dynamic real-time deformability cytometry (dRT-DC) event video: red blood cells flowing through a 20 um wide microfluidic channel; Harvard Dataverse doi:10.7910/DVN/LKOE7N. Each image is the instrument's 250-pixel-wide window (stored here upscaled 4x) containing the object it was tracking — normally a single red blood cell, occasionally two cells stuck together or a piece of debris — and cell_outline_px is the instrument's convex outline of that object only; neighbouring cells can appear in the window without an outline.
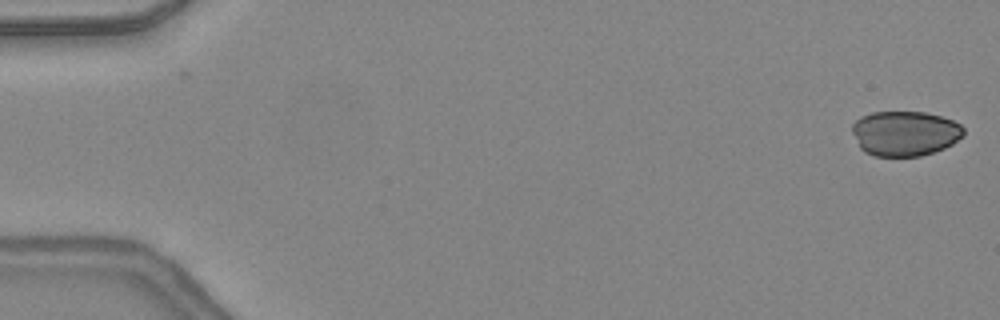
{"species": "common noctule bat (a hibernating species)", "species_latin": "Nyctalus noctula", "temperature_condition": "warm", "stored_images_in_passage": 47, "camera_frame_rate_fps": 3000, "um_per_image_px": 0.085, "animal": {"sex": "female", "body_mass_g": 24.6, "forearm_length_mm": 56.2}, "frame": {"image": 1, "passage_image": 1, "time_ms": 0.0, "image_size_px": [1000, 320], "cell_outline_px": [[964, 136], [952, 144], [944, 148], [920, 156], [872, 156], [864, 152], [860, 148], [852, 132], [852, 124], [860, 116], [872, 112], [924, 112], [940, 116], [952, 120], [960, 124], [964, 128]], "centroid_in_image_um": [76.9, 11.34], "position_along_channel_um": 8.1, "area_um2": 29.36}}
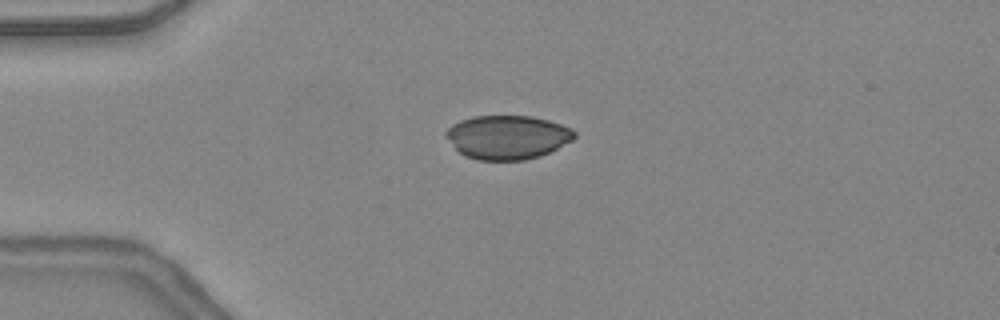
{"frame": {"image": 2, "passage_image": 12, "time_ms": 3.667, "image_size_px": [1000, 320], "cell_outline_px": [[576, 136], [572, 140], [540, 156], [524, 160], [476, 160], [464, 156], [444, 136], [444, 132], [452, 124], [460, 120], [476, 116], [532, 116], [548, 120], [572, 128], [576, 132]], "centroid_in_image_um": [43.11, 11.66], "position_along_channel_um": 41.9, "area_um2": 32.83}}
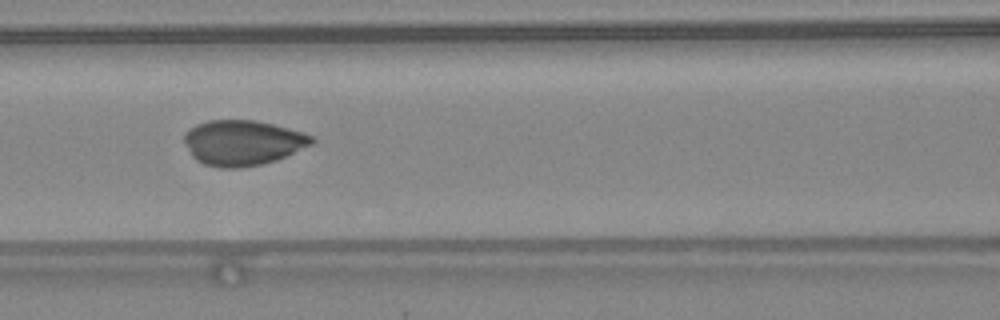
{"frame": {"image": 3, "passage_image": 21, "time_ms": 6.667, "image_size_px": [1000, 320], "cell_outline_px": [[316, 140], [312, 144], [276, 160], [260, 164], [240, 168], [220, 168], [204, 164], [196, 160], [192, 156], [184, 140], [184, 136], [196, 124], [208, 120], [256, 120], [288, 128], [312, 136]], "centroid_in_image_um": [20.62, 12.13], "position_along_channel_um": 146.0, "area_um2": 33.29}}